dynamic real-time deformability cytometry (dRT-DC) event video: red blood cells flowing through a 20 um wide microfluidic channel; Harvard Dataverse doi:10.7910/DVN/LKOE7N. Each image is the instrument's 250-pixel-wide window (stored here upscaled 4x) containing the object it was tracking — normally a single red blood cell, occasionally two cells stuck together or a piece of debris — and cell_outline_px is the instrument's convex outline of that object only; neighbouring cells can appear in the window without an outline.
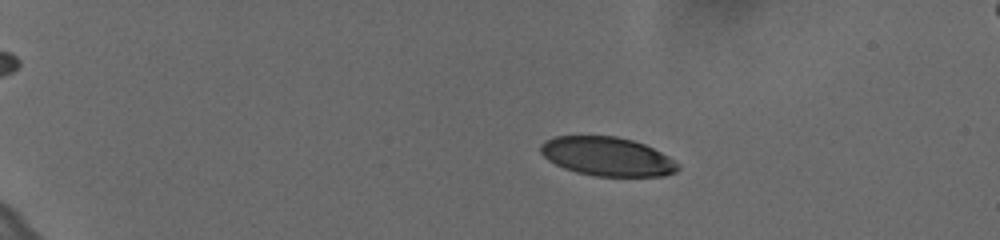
{"species": "human", "species_latin": "Homo sapiens", "temperature_condition": "cold", "stored_images_in_passage": 48, "camera_frame_rate_fps": 3000, "um_per_image_px": 0.085, "donor": {"sex": "female"}, "frame": {"image": 1, "passage_image": 1, "time_ms": 0.0, "image_size_px": [1000, 240], "cell_outline_px": [[680, 168], [676, 172], [664, 176], [596, 176], [576, 172], [564, 168], [548, 160], [540, 152], [540, 144], [544, 140], [552, 136], [616, 136], [632, 140], [644, 144], [668, 156], [680, 164]], "centroid_in_image_um": [51.6, 13.3], "position_along_channel_um": 33.4, "area_um2": 31.21}}
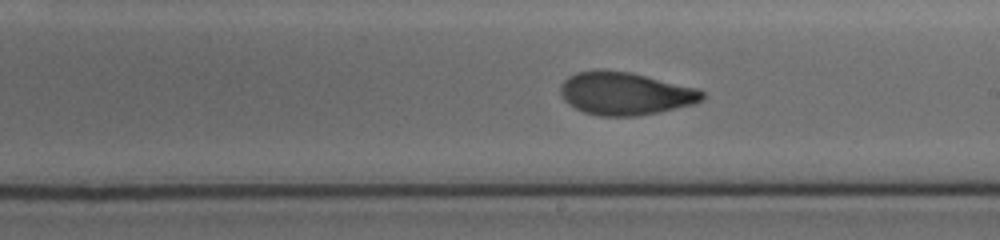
{"frame": {"image": 2, "passage_image": 26, "time_ms": 8.333, "image_size_px": [1000, 240], "cell_outline_px": [[704, 100], [692, 104], [660, 112], [636, 116], [600, 116], [584, 112], [568, 104], [564, 100], [560, 92], [560, 84], [568, 76], [576, 72], [596, 68], [600, 68], [632, 72], [700, 88], [704, 92]], "centroid_in_image_um": [53.14, 7.92], "position_along_channel_um": 235.9, "area_um2": 36.07}}
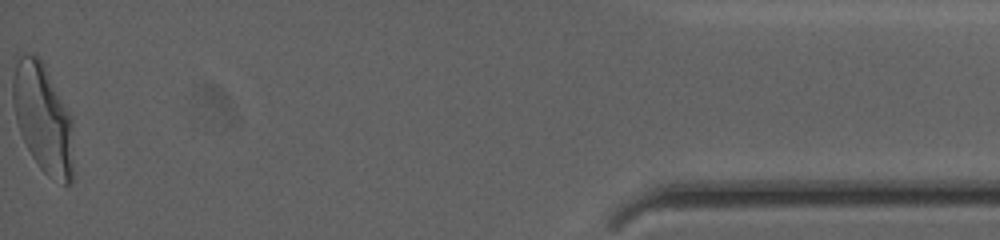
{"frame": {"image": 3, "passage_image": 48, "time_ms": 15.667, "image_size_px": [1000, 240], "cell_outline_px": [[72, 184], [64, 184], [48, 176], [40, 168], [32, 156], [20, 132], [16, 120], [12, 100], [12, 80], [16, 64], [20, 56], [28, 52], [36, 56], [44, 64], [72, 120]], "centroid_in_image_um": [3.64, 10.06], "position_along_channel_um": 431.6, "area_um2": 37.92}, "authors_computed_cell_mechanics": {"area_um2": 35.0846, "velocity_mm_per_s": 3.6258, "shape_relaxation_time_tau1_ms": 7.4784, "shape_relaxation_time_tau2_ms": 1.3228, "deformation_change_tau1": 0.2228, "deformation_change_tau2": 0.0694}}